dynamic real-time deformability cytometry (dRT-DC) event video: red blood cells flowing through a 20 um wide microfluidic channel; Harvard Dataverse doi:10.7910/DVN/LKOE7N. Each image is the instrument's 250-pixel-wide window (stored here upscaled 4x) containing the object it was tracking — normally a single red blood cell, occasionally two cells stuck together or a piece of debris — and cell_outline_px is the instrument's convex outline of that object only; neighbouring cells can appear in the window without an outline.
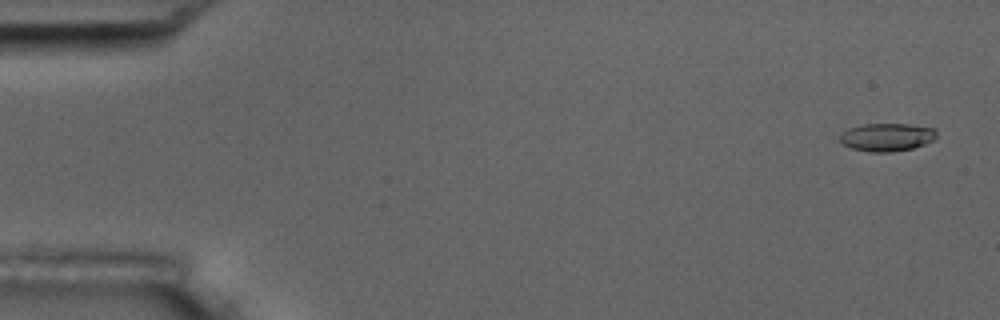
{"species": "common noctule bat (a hibernating species)", "species_latin": "Nyctalus noctula", "temperature_condition": "room temperature", "stored_images_in_passage": 5, "camera_frame_rate_fps": 3000, "um_per_image_px": 0.085, "animal": {"sex": "male", "body_mass_g": 17.5, "forearm_length_mm": 52.3}, "frame": {"image": 1, "passage_image": 1, "time_ms": 0.0, "image_size_px": [1000, 320], "cell_outline_px": [[936, 140], [912, 148], [892, 152], [868, 152], [852, 148], [844, 144], [840, 140], [840, 136], [848, 128], [864, 124], [908, 124], [936, 128]], "centroid_in_image_um": [75.42, 11.66], "position_along_channel_um": 9.6, "area_um2": 15.78}}
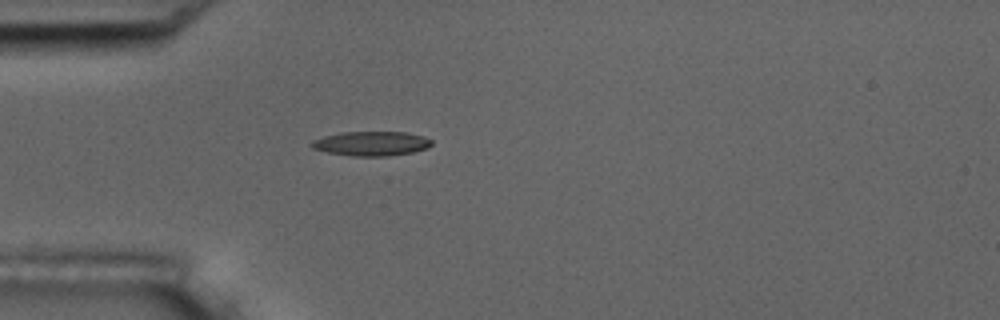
{"frame": {"image": 2, "passage_image": 5, "time_ms": 4.667, "image_size_px": [1000, 320], "cell_outline_px": [[432, 144], [424, 148], [412, 152], [388, 156], [352, 156], [328, 152], [312, 148], [308, 144], [312, 140], [324, 136], [340, 132], [404, 132], [424, 136], [432, 140]], "centroid_in_image_um": [31.52, 12.2], "position_along_channel_um": 53.5, "area_um2": 17.05}}